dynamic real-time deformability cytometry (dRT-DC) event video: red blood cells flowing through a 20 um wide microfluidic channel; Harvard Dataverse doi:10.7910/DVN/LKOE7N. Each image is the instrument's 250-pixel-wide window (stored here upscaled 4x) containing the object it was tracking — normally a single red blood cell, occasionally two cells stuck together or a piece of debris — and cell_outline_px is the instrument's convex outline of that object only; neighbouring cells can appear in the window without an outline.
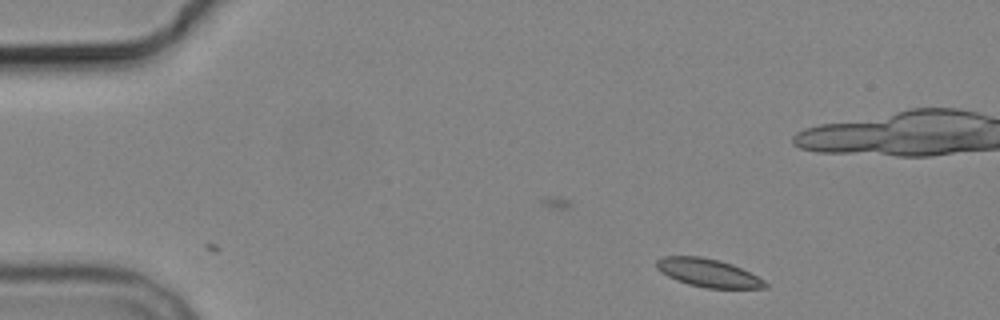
{"species": "common noctule bat (a hibernating species)", "species_latin": "Nyctalus noctula", "temperature_condition": "cold", "stored_images_in_passage": 3, "camera_frame_rate_fps": 3000, "um_per_image_px": 0.085, "animal": {"sex": "male", "body_mass_g": 19.2, "forearm_length_mm": 51.8}, "frame": {"image": 1, "passage_image": 3, "time_ms": 2.333, "image_size_px": [1000, 320], "cell_outline_px": [[768, 284], [764, 288], [704, 288], [688, 284], [676, 280], [660, 272], [656, 268], [656, 260], [664, 256], [700, 256], [720, 260], [732, 264], [764, 280]], "centroid_in_image_um": [60.15, 23.19], "position_along_channel_um": 24.9, "area_um2": 17.8}}